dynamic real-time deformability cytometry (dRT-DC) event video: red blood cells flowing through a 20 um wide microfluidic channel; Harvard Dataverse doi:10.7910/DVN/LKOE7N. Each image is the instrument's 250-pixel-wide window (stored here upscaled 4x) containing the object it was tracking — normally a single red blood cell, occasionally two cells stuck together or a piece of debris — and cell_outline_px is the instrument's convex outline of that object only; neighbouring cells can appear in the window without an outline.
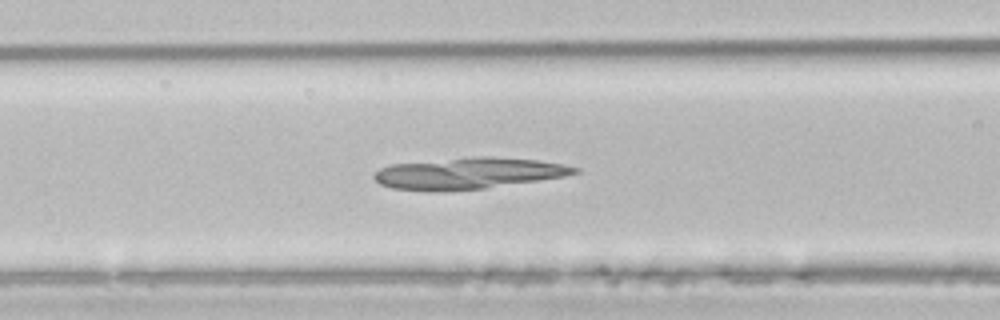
{"species": "common noctule bat (a hibernating species)", "species_latin": "Nyctalus noctula", "temperature_condition": "room temperature", "stored_images_in_passage": 43, "camera_frame_rate_fps": 3000, "um_per_image_px": 0.085, "animal": {"sex": "male", "body_mass_g": 21.5, "forearm_length_mm": 52.0}, "frame": {"image": 1, "passage_image": 13, "time_ms": 4.0, "image_size_px": [1000, 320], "cell_outline_px": [[580, 172], [564, 176], [484, 188], [392, 188], [380, 184], [372, 176], [380, 168], [392, 164], [472, 156], [492, 156], [536, 160], [564, 164], [580, 168]], "centroid_in_image_um": [39.89, 14.67], "position_along_channel_um": 126.7, "area_um2": 35.26}}
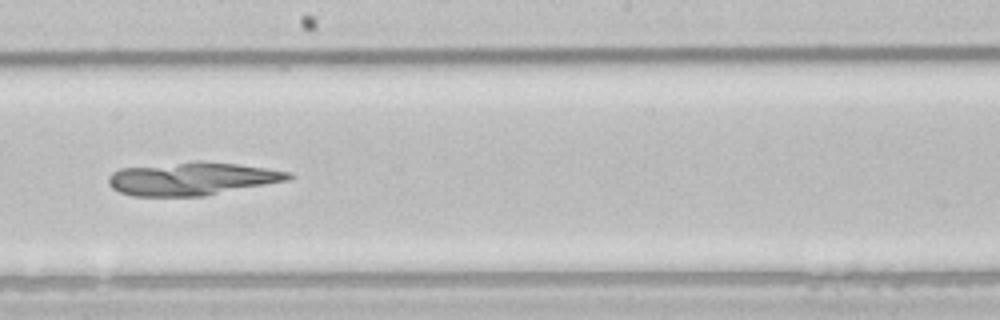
{"frame": {"image": 2, "passage_image": 21, "time_ms": 6.667, "image_size_px": [1000, 320], "cell_outline_px": [[296, 176], [288, 180], [204, 196], [132, 196], [120, 192], [112, 188], [108, 184], [108, 176], [112, 172], [120, 168], [196, 160], [204, 160], [236, 164], [292, 172]], "centroid_in_image_um": [16.3, 15.18], "position_along_channel_um": 231.9, "area_um2": 34.91}}
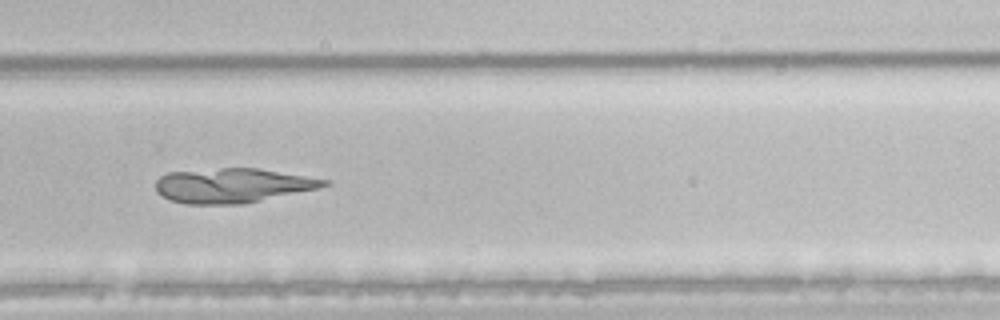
{"frame": {"image": 3, "passage_image": 27, "time_ms": 8.667, "image_size_px": [1000, 320], "cell_outline_px": [[332, 184], [320, 188], [244, 204], [184, 204], [168, 200], [156, 192], [156, 180], [160, 176], [168, 172], [220, 168], [256, 168], [332, 180]], "centroid_in_image_um": [19.78, 15.77], "position_along_channel_um": 310.0, "area_um2": 34.22}}